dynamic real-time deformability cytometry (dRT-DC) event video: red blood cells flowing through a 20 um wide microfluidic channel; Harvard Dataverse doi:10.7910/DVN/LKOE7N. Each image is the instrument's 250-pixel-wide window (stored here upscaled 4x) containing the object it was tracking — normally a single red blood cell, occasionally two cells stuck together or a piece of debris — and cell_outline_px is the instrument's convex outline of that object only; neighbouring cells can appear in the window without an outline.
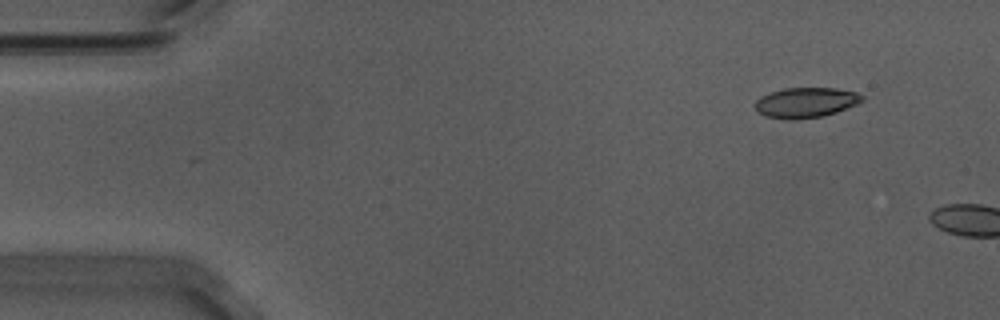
{"species": "Egyptian fruit bat (a non-hibernating species)", "species_latin": "Rousettus aegyptiacus", "temperature_condition": "warm", "stored_images_in_passage": 4, "camera_frame_rate_fps": 3000, "um_per_image_px": 0.085, "animal": {"sex": "male"}, "frame": {"image": 1, "passage_image": 1, "time_ms": 0.0, "image_size_px": [1000, 320], "cell_outline_px": [[864, 100], [856, 104], [836, 112], [820, 116], [788, 120], [764, 116], [756, 112], [756, 100], [760, 96], [784, 88], [836, 88], [856, 92], [864, 96]], "centroid_in_image_um": [68.47, 8.71], "position_along_channel_um": 16.5, "area_um2": 18.73}}